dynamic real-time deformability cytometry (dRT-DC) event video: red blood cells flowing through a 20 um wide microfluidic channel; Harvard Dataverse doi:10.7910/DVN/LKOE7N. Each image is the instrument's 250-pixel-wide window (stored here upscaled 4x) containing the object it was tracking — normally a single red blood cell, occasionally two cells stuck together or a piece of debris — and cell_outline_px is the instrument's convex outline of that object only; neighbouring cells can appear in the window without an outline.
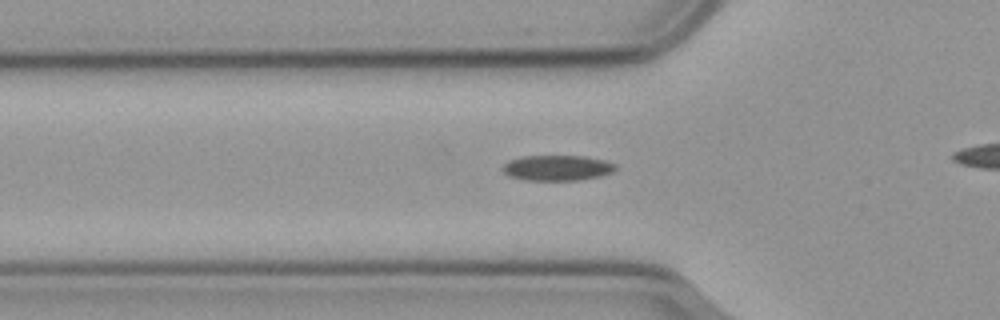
{"species": "common noctule bat (a hibernating species)", "species_latin": "Nyctalus noctula", "temperature_condition": "cold", "stored_images_in_passage": 30, "camera_frame_rate_fps": 3000, "um_per_image_px": 0.085, "animal": {"sex": "male", "body_mass_g": 23.1, "forearm_length_mm": 52.7}, "frame": {"image": 1, "passage_image": 3, "time_ms": 0.667, "image_size_px": [1000, 320], "cell_outline_px": [[616, 168], [612, 172], [600, 176], [580, 180], [524, 180], [508, 176], [500, 168], [508, 160], [520, 156], [584, 156], [604, 160], [616, 164]], "centroid_in_image_um": [47.32, 14.27], "position_along_channel_um": 78.5, "area_um2": 16.88}}
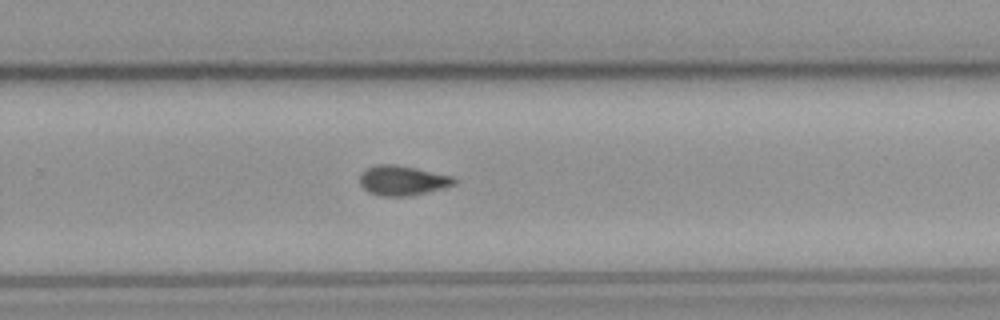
{"frame": {"image": 2, "passage_image": 21, "time_ms": 6.667, "image_size_px": [1000, 320], "cell_outline_px": [[456, 184], [408, 196], [380, 196], [368, 192], [360, 184], [360, 172], [364, 168], [376, 164], [396, 164], [416, 168], [452, 176], [456, 180]], "centroid_in_image_um": [34.14, 15.32], "position_along_channel_um": 295.7, "area_um2": 16.36}}
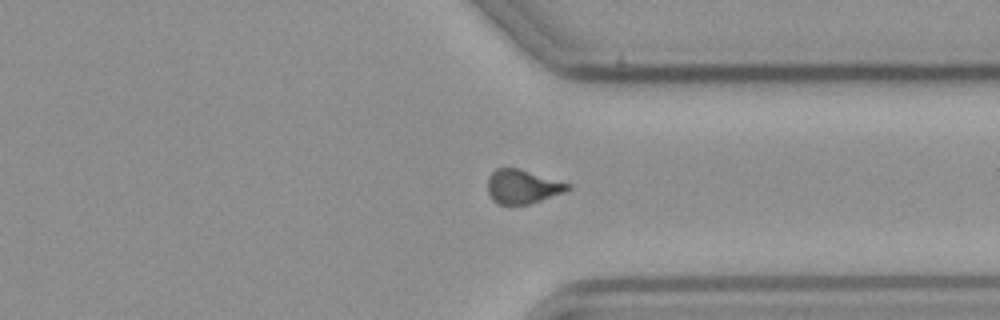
{"frame": {"image": 3, "passage_image": 27, "time_ms": 8.667, "image_size_px": [1000, 320], "cell_outline_px": [[572, 188], [564, 192], [528, 204], [500, 204], [492, 200], [488, 192], [488, 176], [496, 168], [516, 168], [572, 184]], "centroid_in_image_um": [44.41, 15.86], "position_along_channel_um": 367.0, "area_um2": 15.66}}